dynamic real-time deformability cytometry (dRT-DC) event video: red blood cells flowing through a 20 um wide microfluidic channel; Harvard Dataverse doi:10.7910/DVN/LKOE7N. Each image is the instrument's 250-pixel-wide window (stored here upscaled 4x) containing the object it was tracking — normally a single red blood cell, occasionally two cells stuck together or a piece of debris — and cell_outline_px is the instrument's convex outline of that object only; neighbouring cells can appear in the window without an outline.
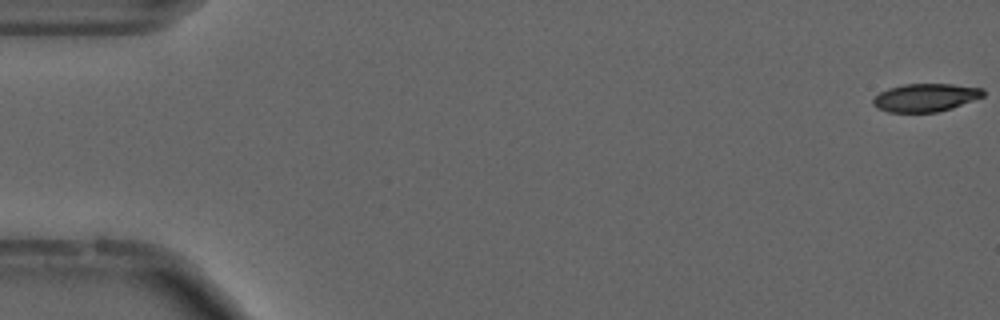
{"species": "common noctule bat (a hibernating species)", "species_latin": "Nyctalus noctula", "temperature_condition": "cold", "stored_images_in_passage": 9, "camera_frame_rate_fps": 3000, "um_per_image_px": 0.085, "animal": {"sex": "male", "forearm_length_mm": 52.5}, "frame": {"image": 1, "passage_image": 1, "time_ms": 0.0, "image_size_px": [1000, 320], "cell_outline_px": [[984, 96], [952, 108], [936, 112], [888, 112], [876, 108], [872, 104], [872, 100], [880, 92], [888, 88], [904, 84], [952, 84], [984, 88]], "centroid_in_image_um": [78.66, 8.29], "position_along_channel_um": 6.3, "area_um2": 18.03}}